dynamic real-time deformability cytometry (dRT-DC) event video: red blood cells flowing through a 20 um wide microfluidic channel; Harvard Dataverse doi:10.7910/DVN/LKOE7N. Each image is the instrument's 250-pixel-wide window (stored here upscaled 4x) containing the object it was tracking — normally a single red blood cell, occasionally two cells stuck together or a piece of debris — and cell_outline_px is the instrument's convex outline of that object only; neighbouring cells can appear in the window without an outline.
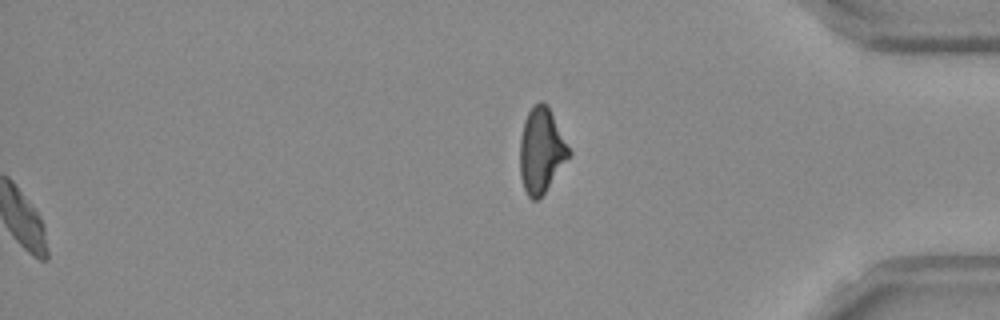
{"species": "Egyptian fruit bat (a non-hibernating species)", "species_latin": "Rousettus aegyptiacus", "temperature_condition": "room temperature", "stored_images_in_passage": 55, "segment_of_instrument_passage": [2, 2], "camera_frame_rate_fps": 3000, "um_per_image_px": 0.085, "frame": {"image": 1, "passage_image": 55, "time_ms": 18.0, "image_size_px": [1000, 320], "cell_outline_px": [[572, 152], [544, 192], [536, 200], [532, 200], [528, 196], [524, 188], [520, 176], [520, 136], [524, 120], [528, 112], [540, 100], [548, 104]], "centroid_in_image_um": [46.0, 12.75], "position_along_channel_um": 389.2, "area_um2": 24.1}}